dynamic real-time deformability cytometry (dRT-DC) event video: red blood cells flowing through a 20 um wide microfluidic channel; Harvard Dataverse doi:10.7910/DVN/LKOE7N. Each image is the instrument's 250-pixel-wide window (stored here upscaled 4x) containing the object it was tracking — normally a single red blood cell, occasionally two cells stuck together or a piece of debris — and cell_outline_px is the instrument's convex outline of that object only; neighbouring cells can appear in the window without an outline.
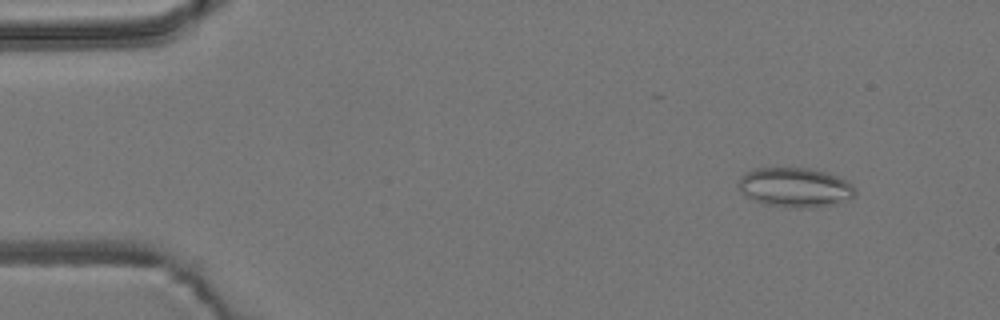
{"species": "common noctule bat (a hibernating species)", "species_latin": "Nyctalus noctula", "temperature_condition": "room temperature", "stored_images_in_passage": 54, "camera_frame_rate_fps": 3000, "um_per_image_px": 0.085, "animal": {"sex": "male", "body_mass_g": 19.2, "forearm_length_mm": 51.8}, "frame": {"image": 1, "passage_image": 6, "time_ms": 1.667, "image_size_px": [1000, 320], "cell_outline_px": [[856, 196], [832, 204], [808, 208], [788, 208], [760, 204], [744, 196], [736, 184], [740, 176], [756, 168], [808, 168], [824, 172], [836, 176], [852, 184], [856, 192]], "centroid_in_image_um": [67.51, 15.95], "position_along_channel_um": 17.5, "area_um2": 27.05}}
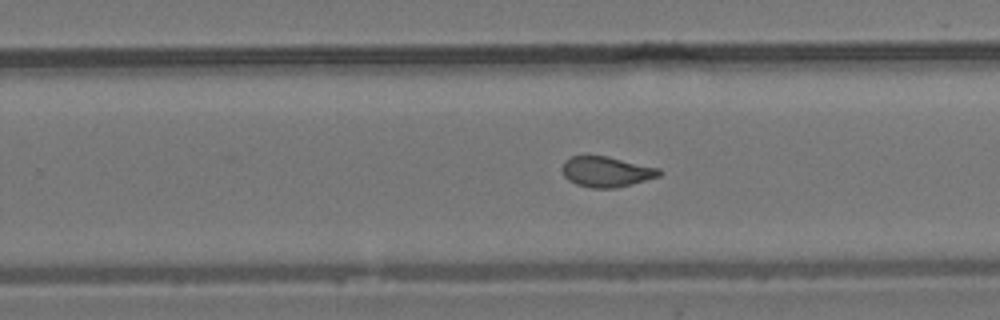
{"frame": {"image": 2, "passage_image": 34, "time_ms": 11.0, "image_size_px": [1000, 320], "cell_outline_px": [[664, 172], [660, 176], [632, 184], [616, 188], [592, 188], [576, 184], [568, 180], [564, 176], [560, 168], [564, 160], [572, 156], [608, 156], [660, 168]], "centroid_in_image_um": [51.55, 14.59], "position_along_channel_um": 278.3, "area_um2": 17.46}}
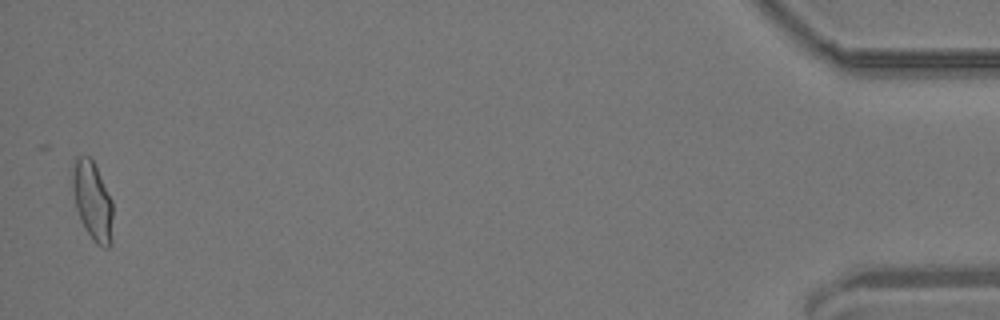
{"frame": {"image": 3, "passage_image": 53, "time_ms": 17.333, "image_size_px": [1000, 320], "cell_outline_px": [[112, 244], [108, 248], [104, 248], [96, 244], [80, 220], [76, 208], [72, 184], [72, 172], [76, 156], [88, 156], [92, 160], [112, 200]], "centroid_in_image_um": [7.87, 17.11], "position_along_channel_um": 427.3, "area_um2": 18.32}, "authors_computed_cell_mechanics": {"area_um2": 17.918, "velocity_mm_per_s": 3.8661, "shape_relaxation_time_tau1_ms": null, "shape_relaxation_time_tau2_ms": 1.3371, "deformation_change_tau1": null, "deformation_change_tau2": 0.088}}